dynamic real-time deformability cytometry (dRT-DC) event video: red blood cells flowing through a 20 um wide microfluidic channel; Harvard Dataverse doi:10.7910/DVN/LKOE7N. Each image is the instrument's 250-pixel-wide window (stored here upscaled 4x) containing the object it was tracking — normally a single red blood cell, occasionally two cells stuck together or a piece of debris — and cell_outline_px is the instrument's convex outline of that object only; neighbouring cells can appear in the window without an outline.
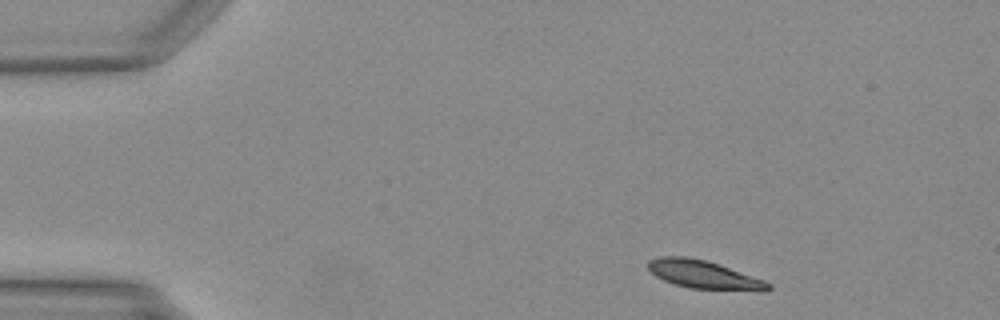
{"species": "Egyptian fruit bat (a non-hibernating species)", "species_latin": "Rousettus aegyptiacus", "temperature_condition": "warm", "stored_images_in_passage": 43, "camera_frame_rate_fps": 3000, "um_per_image_px": 0.085, "animal": {"sex": "female"}, "frame": {"image": 1, "passage_image": 1, "time_ms": 0.0, "image_size_px": [1000, 320], "cell_outline_px": [[772, 288], [764, 292], [688, 288], [664, 280], [656, 276], [648, 268], [648, 260], [660, 256], [688, 256], [704, 260], [764, 280], [772, 284]], "centroid_in_image_um": [59.85, 23.36], "position_along_channel_um": 25.2, "area_um2": 19.71}}
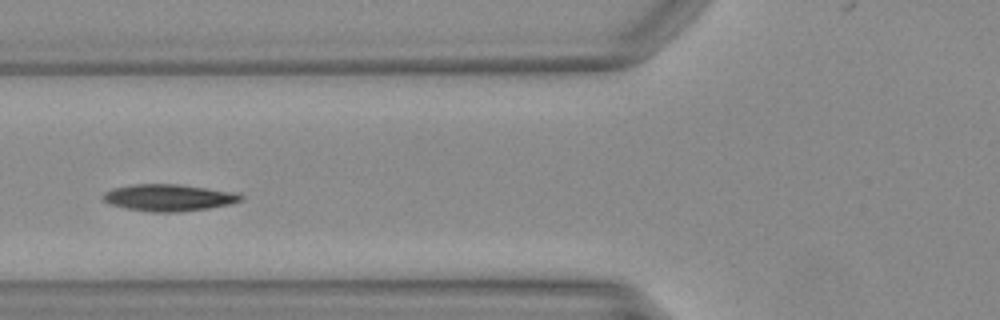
{"frame": {"image": 2, "passage_image": 13, "time_ms": 4.0, "image_size_px": [1000, 320], "cell_outline_px": [[244, 200], [228, 204], [208, 208], [180, 212], [152, 212], [124, 208], [112, 204], [104, 200], [100, 196], [104, 192], [112, 188], [132, 184], [176, 184], [240, 192], [244, 196]], "centroid_in_image_um": [14.36, 16.79], "position_along_channel_um": 111.4, "area_um2": 21.73}}
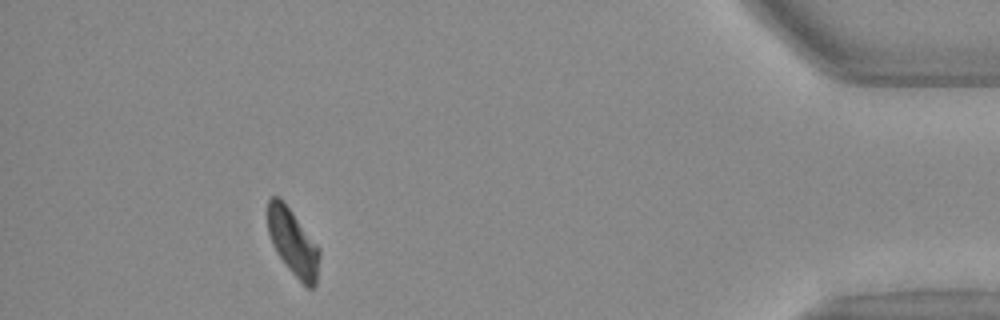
{"frame": {"image": 3, "passage_image": 39, "time_ms": 12.667, "image_size_px": [1000, 320], "cell_outline_px": [[320, 256], [316, 284], [312, 288], [308, 288], [288, 268], [276, 252], [272, 244], [268, 232], [268, 200], [272, 196], [276, 196], [288, 208], [320, 248]], "centroid_in_image_um": [24.91, 20.64], "position_along_channel_um": 410.3, "area_um2": 19.54}}